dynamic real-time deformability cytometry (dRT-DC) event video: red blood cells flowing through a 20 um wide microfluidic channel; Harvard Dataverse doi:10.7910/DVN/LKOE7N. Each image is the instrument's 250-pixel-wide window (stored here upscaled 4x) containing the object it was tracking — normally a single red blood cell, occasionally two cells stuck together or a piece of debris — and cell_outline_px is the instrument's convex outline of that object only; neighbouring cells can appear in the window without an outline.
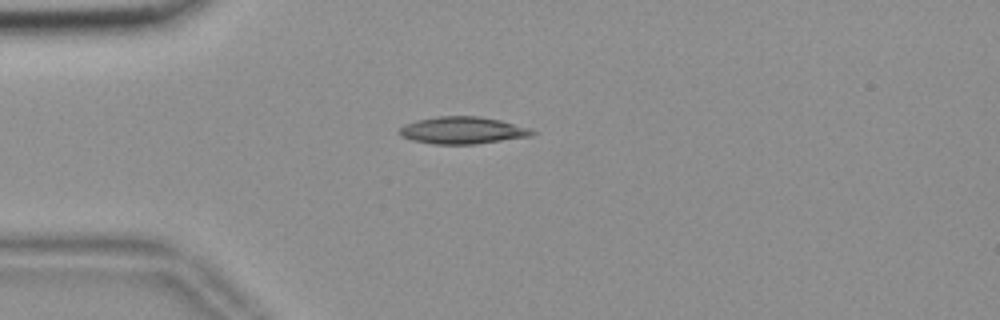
{"species": "common noctule bat (a hibernating species)", "species_latin": "Nyctalus noctula", "temperature_condition": "room temperature", "stored_images_in_passage": 49, "camera_frame_rate_fps": 3000, "um_per_image_px": 0.085, "animal": {"sex": "female", "body_mass_g": 18.4}, "frame": {"image": 1, "passage_image": 8, "time_ms": 2.333, "image_size_px": [1000, 320], "cell_outline_px": [[536, 132], [532, 136], [476, 144], [432, 144], [412, 140], [400, 136], [396, 132], [404, 124], [420, 120], [440, 116], [480, 116], [500, 120], [532, 128]], "centroid_in_image_um": [39.33, 11.08], "position_along_channel_um": 45.7, "area_um2": 21.1}}
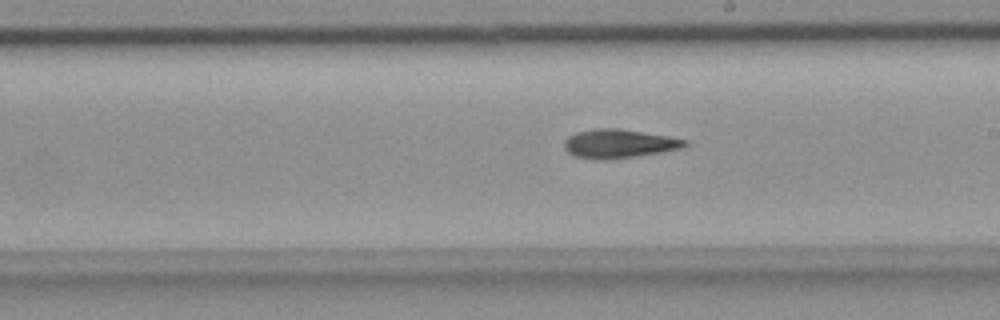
{"frame": {"image": 2, "passage_image": 25, "time_ms": 8.0, "image_size_px": [1000, 320], "cell_outline_px": [[692, 144], [684, 148], [664, 152], [636, 156], [604, 160], [600, 160], [576, 156], [568, 152], [564, 148], [564, 140], [568, 136], [576, 132], [596, 128], [620, 128], [668, 136], [688, 140]], "centroid_in_image_um": [52.67, 12.21], "position_along_channel_um": 236.3, "area_um2": 20.52}}
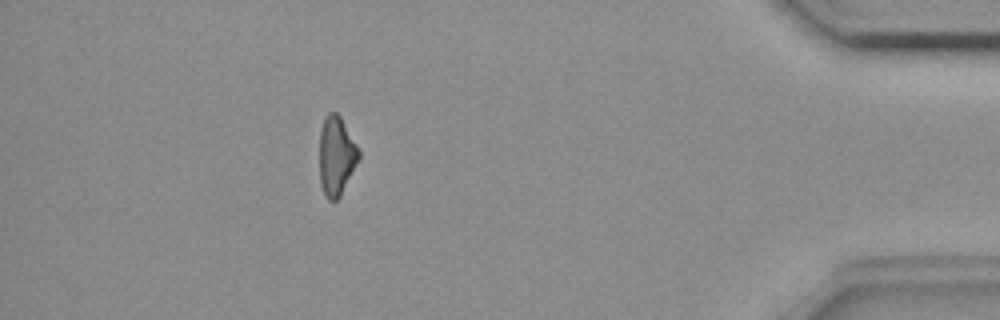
{"frame": {"image": 3, "passage_image": 43, "time_ms": 14.0, "image_size_px": [1000, 320], "cell_outline_px": [[360, 160], [340, 196], [336, 200], [328, 200], [324, 196], [320, 184], [320, 132], [324, 116], [328, 112], [336, 112], [340, 116], [356, 144], [360, 152]], "centroid_in_image_um": [28.59, 13.26], "position_along_channel_um": 406.6, "area_um2": 18.26}, "authors_computed_cell_mechanics": {"area_um2": 19.5364, "velocity_mm_per_s": 3.6873, "shape_relaxation_time_tau1_ms": 10.378, "shape_relaxation_time_tau2_ms": 10.5436, "deformation_change_tau1": 0.2164, "deformation_change_tau2": 0.2338}}